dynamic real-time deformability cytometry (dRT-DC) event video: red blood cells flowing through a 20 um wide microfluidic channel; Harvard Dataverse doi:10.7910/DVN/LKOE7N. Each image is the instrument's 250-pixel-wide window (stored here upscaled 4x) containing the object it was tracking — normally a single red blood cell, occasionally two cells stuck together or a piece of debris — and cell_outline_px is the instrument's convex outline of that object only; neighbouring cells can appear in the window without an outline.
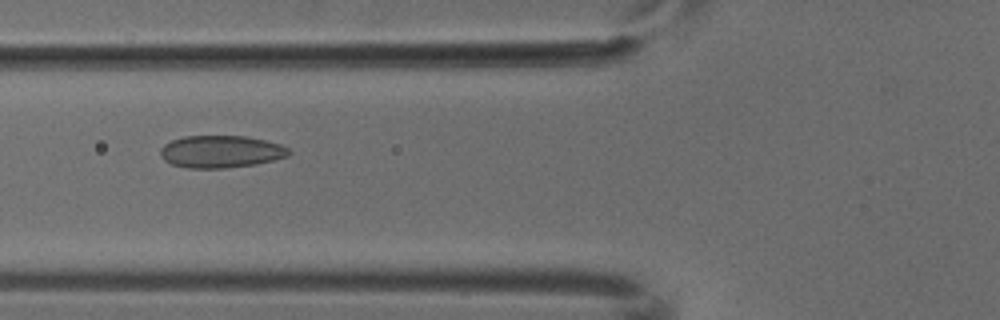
{"species": "common noctule bat (a hibernating species)", "species_latin": "Nyctalus noctula", "temperature_condition": "cold", "stored_images_in_passage": 7, "camera_frame_rate_fps": 3000, "um_per_image_px": 0.085, "animal": {"sex": "male", "body_mass_g": 18.8}, "frame": {"image": 1, "passage_image": 5, "time_ms": 1.333, "image_size_px": [1000, 320], "cell_outline_px": [[292, 152], [288, 156], [256, 164], [224, 168], [188, 168], [172, 164], [164, 160], [160, 156], [160, 148], [164, 144], [172, 140], [184, 136], [244, 136], [264, 140], [280, 144], [288, 148]], "centroid_in_image_um": [18.76, 12.89], "position_along_channel_um": 107.0, "area_um2": 24.16}}
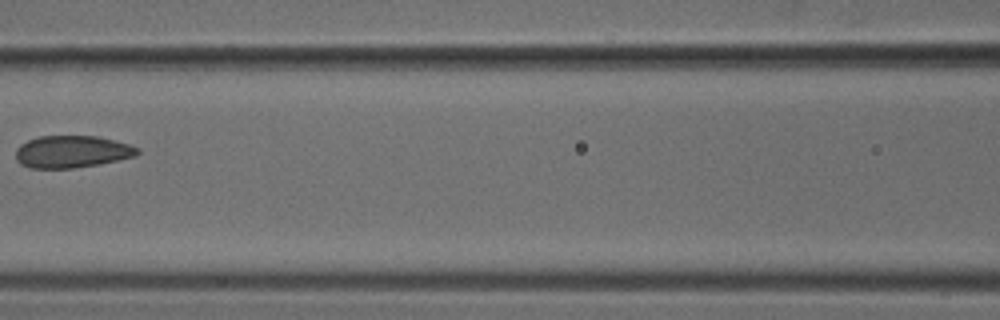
{"frame": {"image": 2, "passage_image": 6, "time_ms": 1.667, "image_size_px": [1000, 320], "cell_outline_px": [[140, 152], [136, 156], [100, 164], [72, 168], [28, 168], [20, 164], [16, 160], [16, 148], [20, 144], [28, 140], [40, 136], [96, 136], [128, 144], [140, 148]], "centroid_in_image_um": [6.1, 12.9], "position_along_channel_um": 160.5, "area_um2": 22.89}}
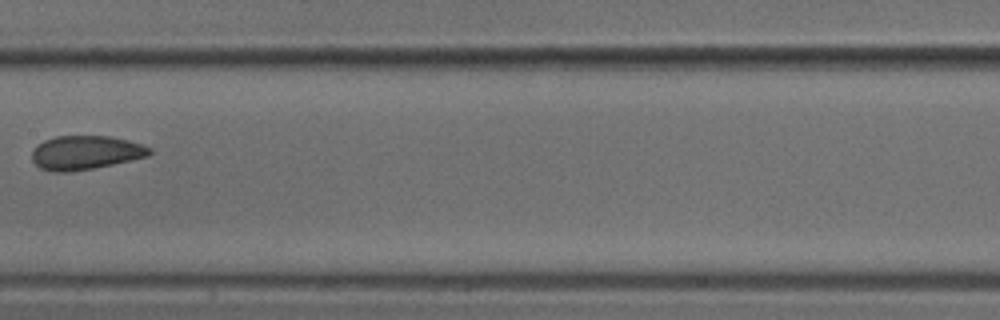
{"frame": {"image": 3, "passage_image": 7, "time_ms": 2.0, "image_size_px": [1000, 320], "cell_outline_px": [[152, 152], [148, 156], [112, 164], [72, 172], [56, 172], [40, 168], [32, 160], [32, 152], [44, 140], [56, 136], [108, 136], [128, 140], [152, 148]], "centroid_in_image_um": [7.27, 12.97], "position_along_channel_um": 200.1, "area_um2": 23.0}}